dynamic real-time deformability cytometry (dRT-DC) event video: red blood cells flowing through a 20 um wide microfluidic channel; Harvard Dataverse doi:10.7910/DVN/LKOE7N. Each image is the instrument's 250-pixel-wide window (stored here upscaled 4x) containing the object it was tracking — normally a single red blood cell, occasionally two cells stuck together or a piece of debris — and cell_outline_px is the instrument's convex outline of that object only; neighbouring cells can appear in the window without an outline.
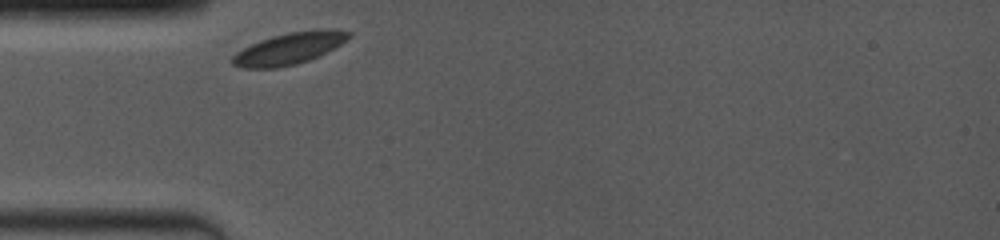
{"species": "common noctule bat (a hibernating species)", "species_latin": "Nyctalus noctula", "temperature_condition": "room temperature", "stored_images_in_passage": 24, "camera_frame_rate_fps": 4000, "um_per_image_px": 0.085, "animal": {"sex": "female", "body_mass_g": 19.0, "forearm_length_mm": 53.3}, "frame": {"image": 1, "passage_image": 1, "time_ms": 0.0, "image_size_px": [1000, 240], "cell_outline_px": [[352, 36], [348, 40], [308, 60], [296, 64], [276, 68], [240, 68], [232, 64], [232, 56], [236, 52], [260, 40], [272, 36], [288, 32], [320, 28], [352, 32]], "centroid_in_image_um": [24.57, 4.11], "position_along_channel_um": 60.4, "area_um2": 21.33}}
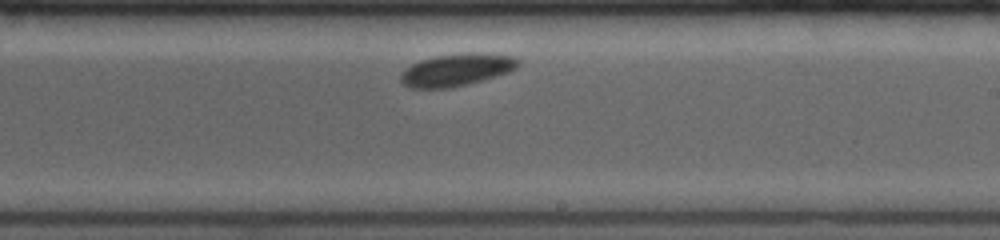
{"frame": {"image": 2, "passage_image": 14, "time_ms": 5.25, "image_size_px": [1000, 240], "cell_outline_px": [[520, 64], [516, 68], [508, 72], [496, 76], [468, 84], [452, 88], [412, 88], [404, 84], [400, 80], [400, 76], [412, 64], [420, 60], [436, 56], [512, 56], [520, 60]], "centroid_in_image_um": [38.76, 6.01], "position_along_channel_um": 250.2, "area_um2": 20.81}}
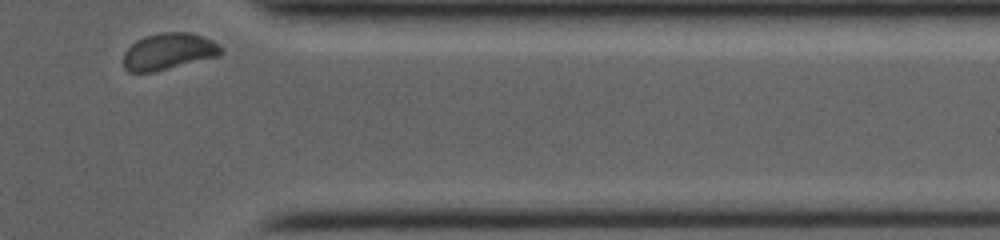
{"frame": {"image": 3, "passage_image": 24, "time_ms": 9.25, "image_size_px": [1000, 240], "cell_outline_px": [[224, 52], [216, 56], [152, 72], [128, 72], [124, 68], [124, 52], [136, 40], [144, 36], [160, 32], [188, 32], [212, 40], [220, 44], [224, 48]], "centroid_in_image_um": [14.32, 4.36], "position_along_channel_um": 397.1, "area_um2": 20.63}}